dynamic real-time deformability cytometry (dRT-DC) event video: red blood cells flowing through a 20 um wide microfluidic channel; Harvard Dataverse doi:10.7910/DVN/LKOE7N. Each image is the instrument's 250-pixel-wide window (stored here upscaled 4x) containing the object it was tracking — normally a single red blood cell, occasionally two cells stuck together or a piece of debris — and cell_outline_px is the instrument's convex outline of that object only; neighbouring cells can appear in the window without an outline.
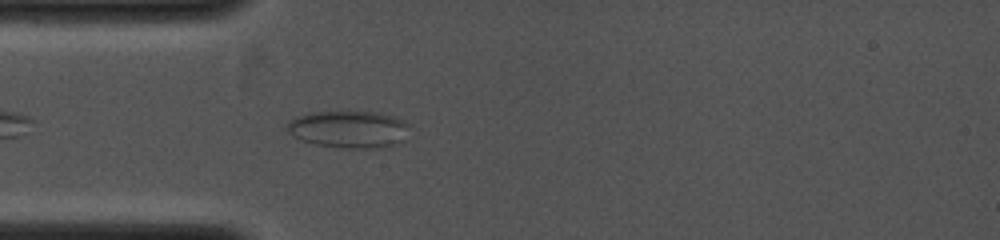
{"species": "common noctule bat (a hibernating species)", "species_latin": "Nyctalus noctula", "temperature_condition": "cold", "stored_images_in_passage": 2, "camera_frame_rate_fps": 4000, "um_per_image_px": 0.085, "animal": {"sex": "female", "body_mass_g": 19.0, "forearm_length_mm": 53.3}, "frame": {"image": 1, "passage_image": 2, "time_ms": 1.0, "image_size_px": [1000, 240], "cell_outline_px": [[408, 140], [384, 148], [344, 148], [316, 144], [304, 140], [288, 132], [284, 128], [288, 120], [296, 116], [312, 112], [376, 112], [392, 116], [404, 120], [408, 124]], "centroid_in_image_um": [29.69, 10.99], "position_along_channel_um": 55.3, "area_um2": 26.76}}